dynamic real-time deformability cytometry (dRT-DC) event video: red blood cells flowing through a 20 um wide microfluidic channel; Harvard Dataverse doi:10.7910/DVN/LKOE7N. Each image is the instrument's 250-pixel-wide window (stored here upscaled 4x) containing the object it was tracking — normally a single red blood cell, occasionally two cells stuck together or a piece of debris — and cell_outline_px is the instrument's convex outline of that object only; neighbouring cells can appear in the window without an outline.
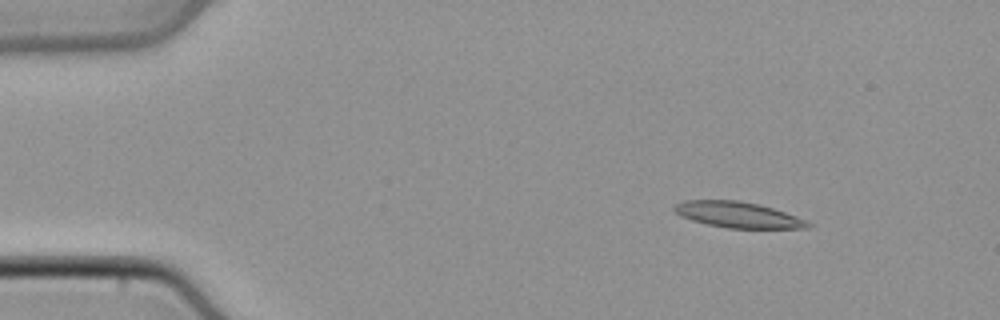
{"species": "common noctule bat (a hibernating species)", "species_latin": "Nyctalus noctula", "temperature_condition": "cold", "stored_images_in_passage": 49, "camera_frame_rate_fps": 3000, "um_per_image_px": 0.085, "animal": {"sex": "male", "body_mass_g": 21.5, "forearm_length_mm": 52.0}, "frame": {"image": 1, "passage_image": 7, "time_ms": 2.0, "image_size_px": [1000, 320], "cell_outline_px": [[812, 224], [808, 228], [728, 228], [708, 224], [692, 220], [680, 216], [672, 208], [676, 204], [684, 200], [740, 200], [760, 204], [796, 216]], "centroid_in_image_um": [62.7, 18.24], "position_along_channel_um": 22.3, "area_um2": 20.0}}
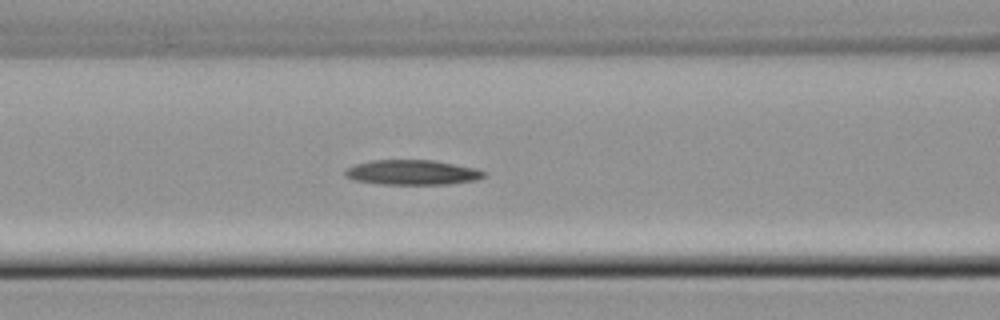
{"frame": {"image": 2, "passage_image": 21, "time_ms": 6.667, "image_size_px": [1000, 320], "cell_outline_px": [[488, 176], [476, 180], [448, 184], [380, 184], [352, 180], [344, 176], [344, 168], [356, 164], [372, 160], [432, 160], [476, 168], [488, 172]], "centroid_in_image_um": [35.04, 14.66], "position_along_channel_um": 131.6, "area_um2": 20.4}}
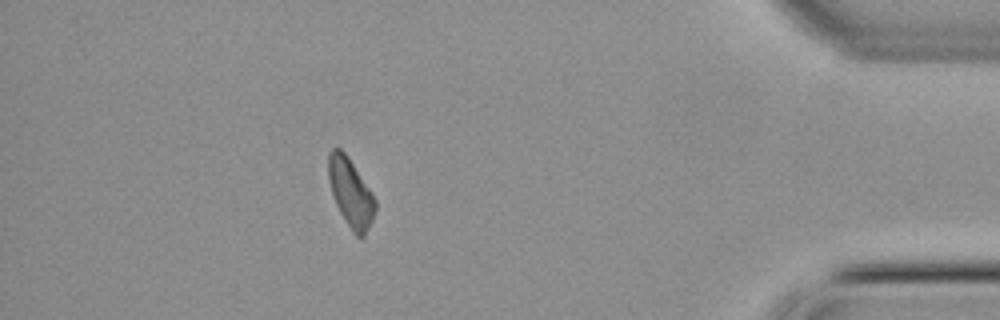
{"frame": {"image": 3, "passage_image": 44, "time_ms": 14.333, "image_size_px": [1000, 320], "cell_outline_px": [[376, 208], [372, 220], [364, 236], [356, 236], [352, 232], [340, 212], [336, 204], [328, 180], [328, 152], [332, 148], [340, 148], [348, 156], [376, 200]], "centroid_in_image_um": [29.79, 16.36], "position_along_channel_um": 405.4, "area_um2": 18.44}}